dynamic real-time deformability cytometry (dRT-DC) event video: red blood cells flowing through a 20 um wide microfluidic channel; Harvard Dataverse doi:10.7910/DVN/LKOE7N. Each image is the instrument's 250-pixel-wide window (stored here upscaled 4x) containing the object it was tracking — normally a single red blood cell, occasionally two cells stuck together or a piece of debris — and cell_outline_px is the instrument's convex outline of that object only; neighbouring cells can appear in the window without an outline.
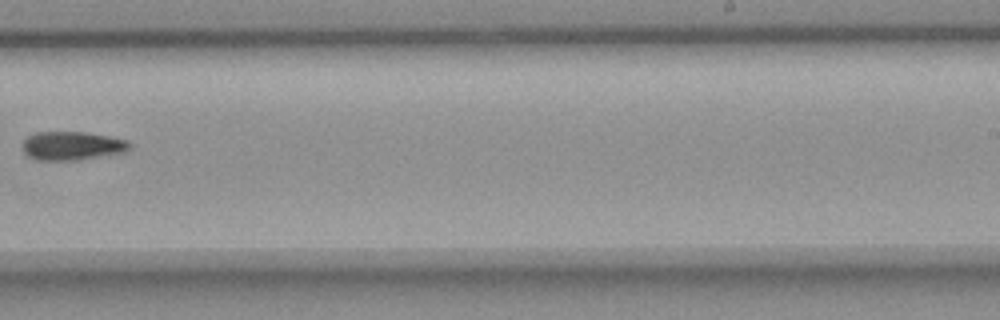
{"species": "common noctule bat (a hibernating species)", "species_latin": "Nyctalus noctula", "temperature_condition": "room temperature", "stored_images_in_passage": 12, "camera_frame_rate_fps": 3000, "um_per_image_px": 0.085, "animal": {"sex": "female", "body_mass_g": 18.4}, "frame": {"image": 1, "passage_image": 7, "time_ms": 7.667, "image_size_px": [1000, 320], "cell_outline_px": [[132, 148], [124, 152], [80, 160], [40, 160], [28, 156], [24, 152], [24, 140], [28, 136], [36, 132], [84, 132], [108, 136], [128, 140], [132, 144]], "centroid_in_image_um": [6.17, 12.39], "position_along_channel_um": 282.8, "area_um2": 17.86}}
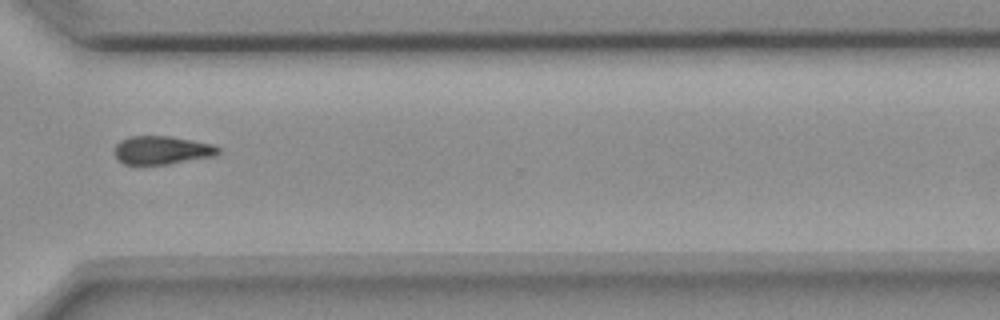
{"frame": {"image": 2, "passage_image": 9, "time_ms": 9.667, "image_size_px": [1000, 320], "cell_outline_px": [[220, 152], [212, 156], [168, 164], [124, 164], [116, 156], [116, 144], [120, 140], [128, 136], [172, 136], [212, 144], [220, 148]], "centroid_in_image_um": [13.76, 12.75], "position_along_channel_um": 356.8, "area_um2": 16.94}}
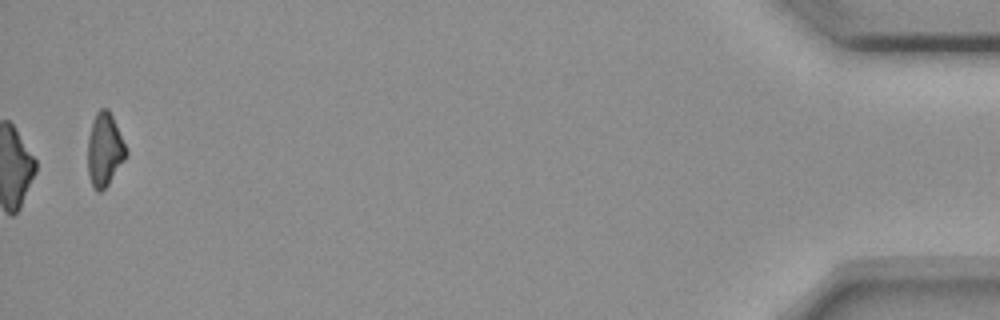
{"frame": {"image": 3, "passage_image": 12, "time_ms": 14.0, "image_size_px": [1000, 320], "cell_outline_px": [[128, 152], [124, 160], [108, 184], [100, 192], [96, 192], [92, 184], [88, 172], [88, 136], [92, 120], [96, 112], [100, 108], [108, 108], [112, 116]], "centroid_in_image_um": [8.87, 12.7], "position_along_channel_um": 426.3, "area_um2": 16.18}, "authors_computed_cell_mechanics": {"area_um2": 22.6576, "velocity_mm_per_s": 3.6615, "shape_relaxation_time_tau1_ms": 5.3956, "shape_relaxation_time_tau2_ms": 8.4073, "deformation_change_tau1": 0.1356, "deformation_change_tau2": 0.1427}}